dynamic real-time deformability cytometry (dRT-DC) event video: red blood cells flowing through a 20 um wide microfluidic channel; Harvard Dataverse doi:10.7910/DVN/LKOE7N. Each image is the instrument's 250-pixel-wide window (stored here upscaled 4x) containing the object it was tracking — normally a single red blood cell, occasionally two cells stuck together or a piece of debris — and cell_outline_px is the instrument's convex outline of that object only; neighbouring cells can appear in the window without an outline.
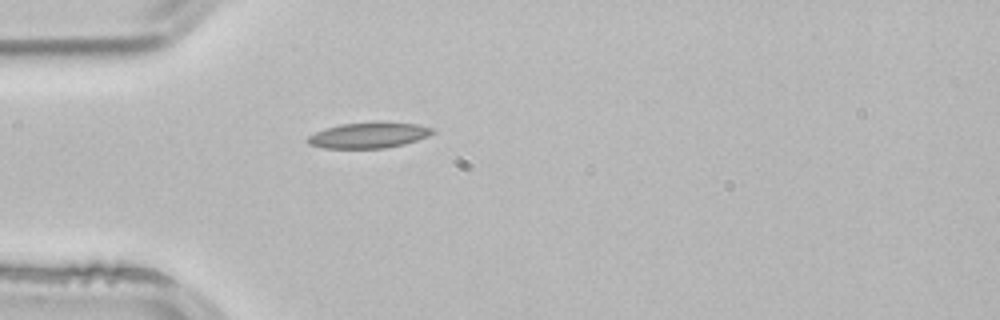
{"species": "common noctule bat (a hibernating species)", "species_latin": "Nyctalus noctula", "temperature_condition": "room temperature", "stored_images_in_passage": 1, "camera_frame_rate_fps": 3000, "um_per_image_px": 0.085, "animal": {"sex": "male", "body_mass_g": 21.5, "forearm_length_mm": 52.0}, "frame": {"image": 1, "passage_image": 1, "time_ms": 0.0, "image_size_px": [1000, 320], "cell_outline_px": [[436, 132], [428, 136], [404, 144], [384, 148], [324, 148], [308, 144], [304, 140], [308, 136], [324, 128], [340, 124], [416, 124], [432, 128]], "centroid_in_image_um": [31.27, 11.53], "position_along_channel_um": 53.7, "area_um2": 18.03}}